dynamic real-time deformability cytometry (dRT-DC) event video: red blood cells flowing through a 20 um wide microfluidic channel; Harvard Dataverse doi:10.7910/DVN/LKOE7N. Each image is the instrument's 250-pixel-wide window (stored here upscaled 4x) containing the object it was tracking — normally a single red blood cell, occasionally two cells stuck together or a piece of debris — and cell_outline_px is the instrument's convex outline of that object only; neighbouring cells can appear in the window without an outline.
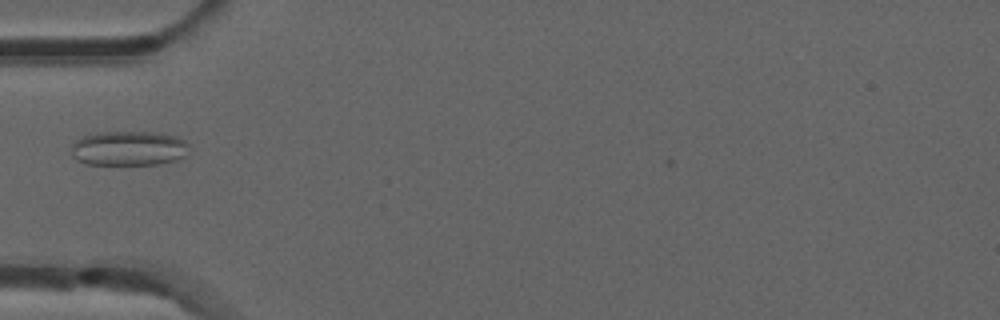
{"species": "common noctule bat (a hibernating species)", "species_latin": "Nyctalus noctula", "temperature_condition": "room temperature", "stored_images_in_passage": 37, "camera_frame_rate_fps": 3000, "um_per_image_px": 0.085, "animal": {"sex": "male", "forearm_length_mm": 52.5}, "frame": {"image": 1, "passage_image": 2, "time_ms": 0.333, "image_size_px": [1000, 320], "cell_outline_px": [[188, 144], [184, 156], [176, 160], [156, 164], [88, 164], [76, 160], [72, 156], [72, 140], [96, 132], [160, 132], [176, 136], [184, 140]], "centroid_in_image_um": [10.9, 12.59], "position_along_channel_um": 74.1, "area_um2": 23.87}}
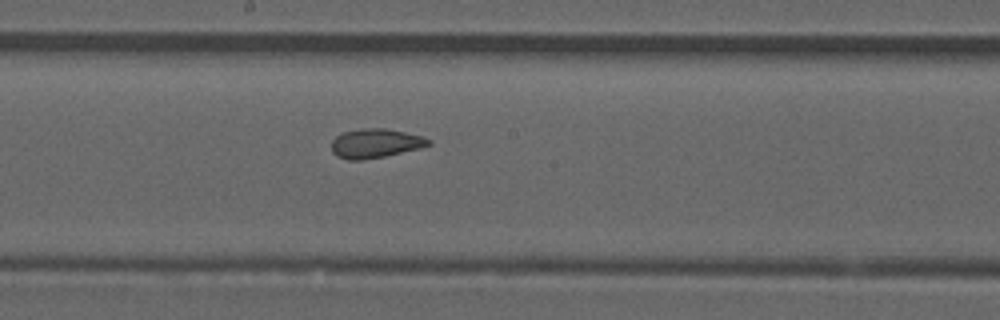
{"frame": {"image": 2, "passage_image": 13, "time_ms": 4.0, "image_size_px": [1000, 320], "cell_outline_px": [[432, 144], [420, 148], [384, 156], [364, 160], [348, 160], [336, 156], [332, 152], [332, 140], [336, 136], [344, 132], [360, 128], [384, 128], [424, 136], [432, 140]], "centroid_in_image_um": [31.91, 12.18], "position_along_channel_um": 216.3, "area_um2": 16.59}}
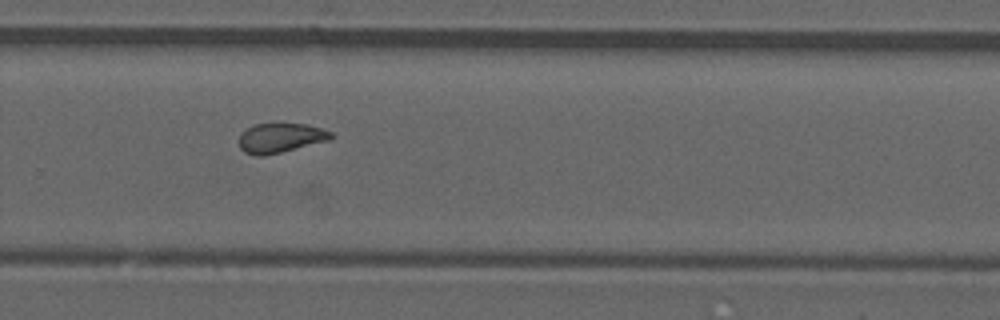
{"frame": {"image": 3, "passage_image": 20, "time_ms": 6.333, "image_size_px": [1000, 320], "cell_outline_px": [[336, 136], [332, 140], [264, 156], [256, 156], [244, 152], [240, 148], [240, 132], [256, 124], [308, 124], [332, 132]], "centroid_in_image_um": [23.89, 11.73], "position_along_channel_um": 305.9, "area_um2": 15.95}, "authors_computed_cell_mechanics": {"area_um2": 16.473, "velocity_mm_per_s": 3.8633, "shape_relaxation_time_tau1_ms": null, "shape_relaxation_time_tau2_ms": 1.6454, "deformation_change_tau1": null, "deformation_change_tau2": 0.0859}}